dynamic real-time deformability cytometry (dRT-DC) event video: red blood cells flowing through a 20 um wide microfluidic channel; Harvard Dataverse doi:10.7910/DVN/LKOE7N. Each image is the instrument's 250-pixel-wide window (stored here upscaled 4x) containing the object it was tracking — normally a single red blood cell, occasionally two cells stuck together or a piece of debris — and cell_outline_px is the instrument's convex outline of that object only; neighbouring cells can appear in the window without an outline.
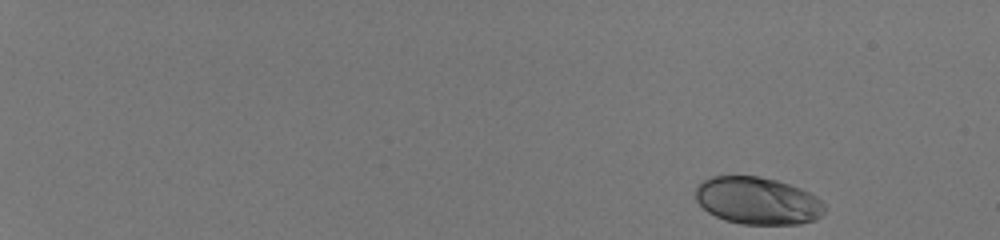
{"species": "human", "species_latin": "Homo sapiens", "temperature_condition": "room temperature", "stored_images_in_passage": 49, "camera_frame_rate_fps": 3000, "um_per_image_px": 0.085, "donor": {"sex": "male"}, "frame": {"image": 1, "passage_image": 1, "time_ms": 0.0, "image_size_px": [1000, 240], "cell_outline_px": [[824, 212], [816, 220], [800, 224], [740, 224], [724, 220], [708, 212], [696, 200], [696, 188], [708, 176], [760, 176], [776, 180], [800, 188], [816, 196], [824, 204]], "centroid_in_image_um": [64.4, 17.07], "position_along_channel_um": 20.6, "area_um2": 35.6}}
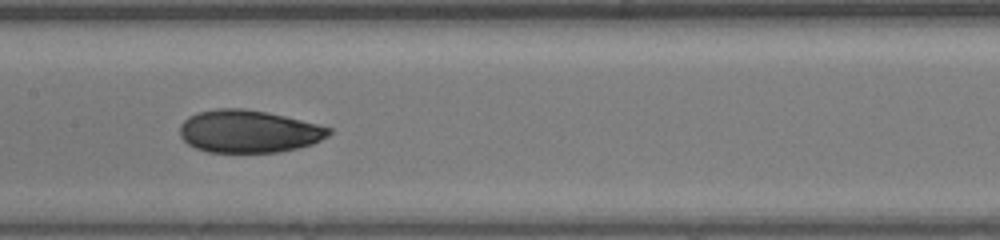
{"frame": {"image": 2, "passage_image": 28, "time_ms": 9.0, "image_size_px": [1000, 240], "cell_outline_px": [[332, 132], [328, 136], [312, 144], [296, 148], [276, 152], [208, 152], [196, 148], [188, 144], [180, 136], [180, 124], [188, 116], [196, 112], [216, 108], [244, 108], [268, 112], [332, 128]], "centroid_in_image_um": [21.1, 11.16], "position_along_channel_um": 186.3, "area_um2": 36.99}}
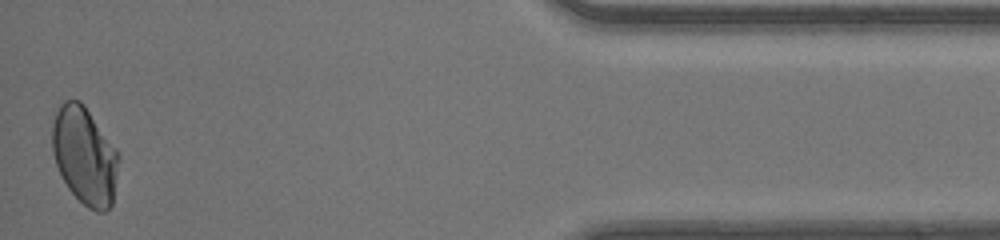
{"frame": {"image": 3, "passage_image": 49, "time_ms": 16.0, "image_size_px": [1000, 240], "cell_outline_px": [[120, 156], [112, 204], [104, 212], [96, 212], [88, 208], [68, 188], [56, 164], [52, 152], [52, 124], [56, 112], [60, 104], [64, 100], [80, 100], [84, 104], [120, 152]], "centroid_in_image_um": [7.21, 13.21], "position_along_channel_um": 428.0, "area_um2": 37.97}, "authors_computed_cell_mechanics": {"area_um2": 37.1076, "velocity_mm_per_s": 4.1688, "shape_relaxation_time_tau1_ms": 5.3986, "shape_relaxation_time_tau2_ms": 0.7655, "deformation_change_tau1": 0.1645, "deformation_change_tau2": 0.0306}}